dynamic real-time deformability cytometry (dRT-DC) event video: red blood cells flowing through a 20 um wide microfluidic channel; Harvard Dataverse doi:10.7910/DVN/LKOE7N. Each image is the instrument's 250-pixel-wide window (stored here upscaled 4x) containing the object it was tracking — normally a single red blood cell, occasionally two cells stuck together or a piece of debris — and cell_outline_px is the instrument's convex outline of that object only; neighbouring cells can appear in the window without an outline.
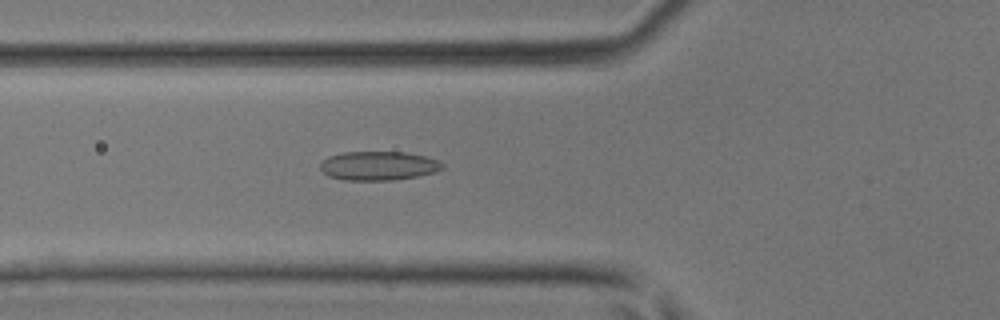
{"species": "common noctule bat (a hibernating species)", "species_latin": "Nyctalus noctula", "temperature_condition": "room temperature", "stored_images_in_passage": 45, "camera_frame_rate_fps": 3000, "um_per_image_px": 0.085, "animal": {"sex": "male", "body_mass_g": 17.9, "forearm_length_mm": 54.2}, "frame": {"image": 1, "passage_image": 17, "time_ms": 5.333, "image_size_px": [1000, 320], "cell_outline_px": [[444, 168], [436, 172], [416, 176], [392, 180], [344, 180], [328, 176], [320, 168], [320, 164], [328, 156], [344, 152], [404, 152], [424, 156], [436, 160], [444, 164]], "centroid_in_image_um": [32.16, 14.09], "position_along_channel_um": 93.6, "area_um2": 20.52}}
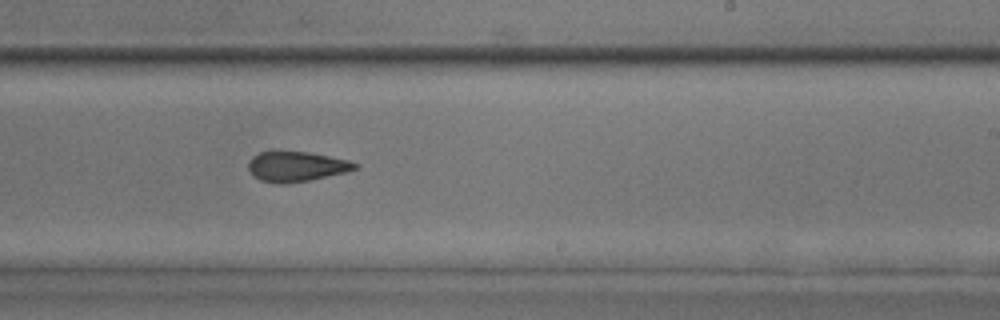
{"frame": {"image": 2, "passage_image": 28, "time_ms": 9.0, "image_size_px": [1000, 320], "cell_outline_px": [[360, 164], [356, 168], [344, 172], [308, 180], [284, 184], [276, 184], [260, 180], [248, 168], [248, 160], [252, 156], [260, 152], [272, 148], [308, 152], [348, 160]], "centroid_in_image_um": [25.11, 14.1], "position_along_channel_um": 263.9, "area_um2": 19.02}}
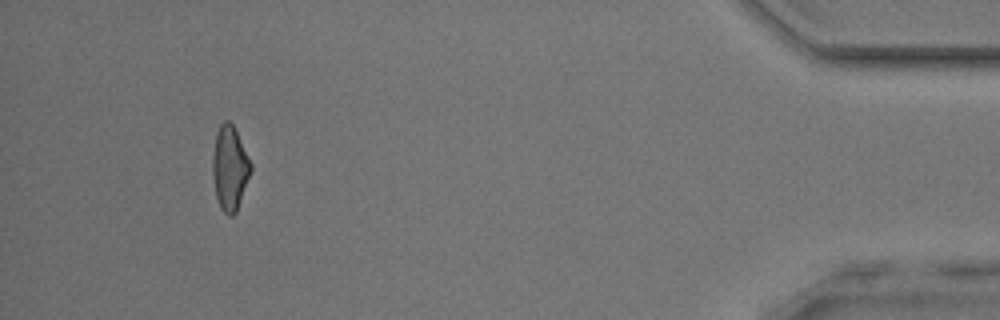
{"frame": {"image": 3, "passage_image": 42, "time_ms": 13.667, "image_size_px": [1000, 320], "cell_outline_px": [[252, 168], [236, 212], [232, 216], [228, 216], [220, 208], [216, 196], [212, 172], [212, 156], [216, 132], [220, 124], [224, 120], [228, 120], [232, 124], [252, 164]], "centroid_in_image_um": [19.51, 14.28], "position_along_channel_um": 415.7, "area_um2": 18.61}}